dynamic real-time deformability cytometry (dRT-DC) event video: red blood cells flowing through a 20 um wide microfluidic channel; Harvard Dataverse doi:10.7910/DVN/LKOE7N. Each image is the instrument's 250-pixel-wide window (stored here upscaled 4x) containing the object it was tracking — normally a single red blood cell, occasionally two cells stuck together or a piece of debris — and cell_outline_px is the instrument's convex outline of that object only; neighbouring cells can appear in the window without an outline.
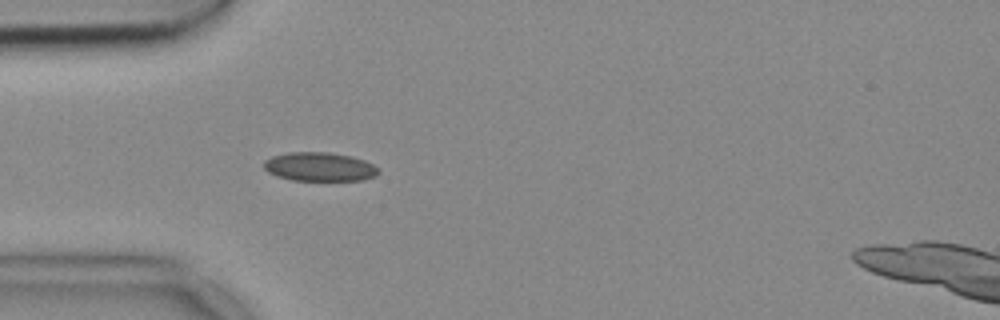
{"species": "common noctule bat (a hibernating species)", "species_latin": "Nyctalus noctula", "temperature_condition": "cold", "stored_images_in_passage": 13, "camera_frame_rate_fps": 3000, "um_per_image_px": 0.085, "animal": {"sex": "female", "body_mass_g": 18.4}, "frame": {"image": 1, "passage_image": 6, "time_ms": 1.667, "image_size_px": [1000, 320], "cell_outline_px": [[380, 172], [376, 176], [364, 180], [292, 180], [276, 176], [268, 172], [264, 168], [264, 160], [272, 156], [288, 152], [328, 152], [348, 156], [364, 160], [380, 168]], "centroid_in_image_um": [27.17, 14.18], "position_along_channel_um": 57.8, "area_um2": 19.31}}
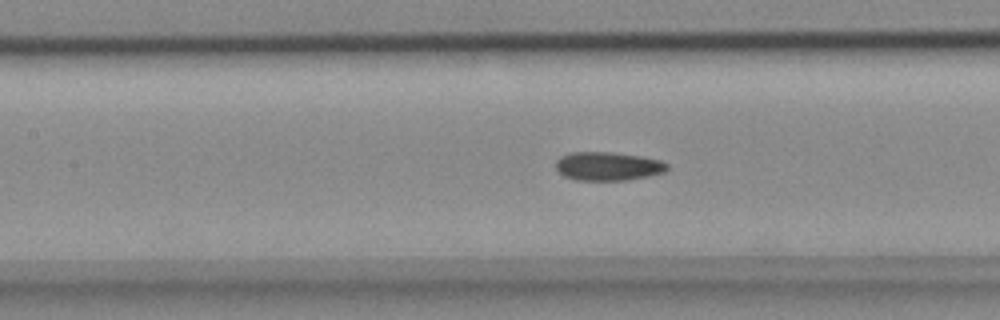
{"frame": {"image": 2, "passage_image": 11, "time_ms": 3.333, "image_size_px": [1000, 320], "cell_outline_px": [[668, 168], [664, 172], [648, 176], [628, 180], [576, 180], [564, 176], [556, 168], [556, 160], [560, 156], [572, 152], [608, 152], [640, 156], [660, 160], [668, 164]], "centroid_in_image_um": [51.66, 14.13], "position_along_channel_um": 155.7, "area_um2": 18.5}}